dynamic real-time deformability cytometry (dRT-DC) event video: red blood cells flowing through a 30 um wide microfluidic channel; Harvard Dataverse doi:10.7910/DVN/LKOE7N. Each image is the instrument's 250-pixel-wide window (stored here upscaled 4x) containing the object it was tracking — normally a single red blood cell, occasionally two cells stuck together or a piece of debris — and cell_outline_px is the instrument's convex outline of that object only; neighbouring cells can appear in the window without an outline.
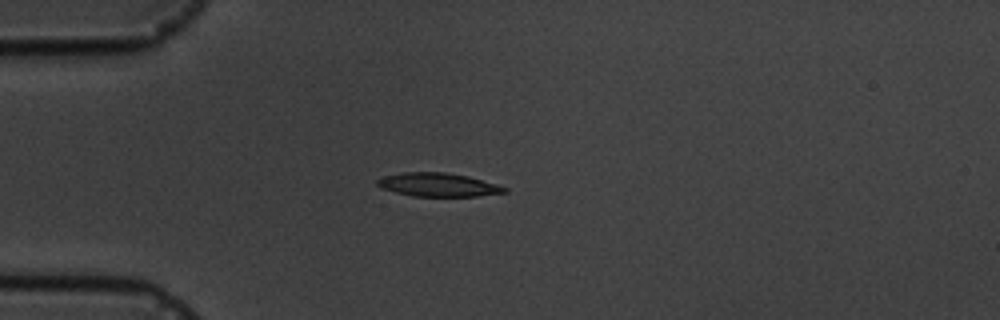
{"species": "common noctule bat (a hibernating species)", "species_latin": "Nyctalus noctula", "temperature_condition": "cold", "stored_images_in_passage": 4, "camera_frame_rate_fps": 3000, "um_per_image_px": 0.085, "animal": {"sex": "male", "body_mass_g": 19.5, "forearm_length_mm": 54.6}, "frame": {"image": 1, "passage_image": 2, "time_ms": 2.0, "image_size_px": [1000, 320], "cell_outline_px": [[508, 192], [476, 196], [412, 196], [380, 188], [376, 184], [376, 180], [384, 176], [404, 172], [444, 172], [468, 176], [496, 184], [508, 188]], "centroid_in_image_um": [37.22, 15.7], "position_along_channel_um": 47.8, "area_um2": 17.4}}
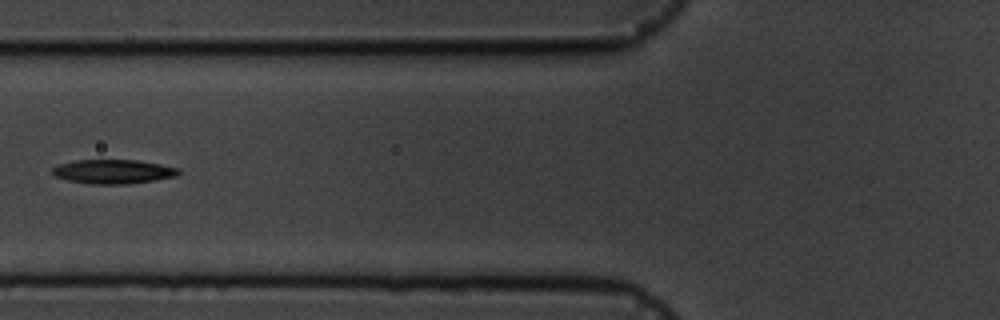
{"frame": {"image": 2, "passage_image": 4, "time_ms": 4.333, "image_size_px": [1000, 320], "cell_outline_px": [[180, 172], [176, 176], [152, 180], [124, 184], [92, 184], [68, 180], [56, 176], [52, 172], [52, 168], [60, 164], [76, 160], [136, 160], [160, 164], [180, 168]], "centroid_in_image_um": [9.63, 14.58], "position_along_channel_um": 116.2, "area_um2": 17.51}}